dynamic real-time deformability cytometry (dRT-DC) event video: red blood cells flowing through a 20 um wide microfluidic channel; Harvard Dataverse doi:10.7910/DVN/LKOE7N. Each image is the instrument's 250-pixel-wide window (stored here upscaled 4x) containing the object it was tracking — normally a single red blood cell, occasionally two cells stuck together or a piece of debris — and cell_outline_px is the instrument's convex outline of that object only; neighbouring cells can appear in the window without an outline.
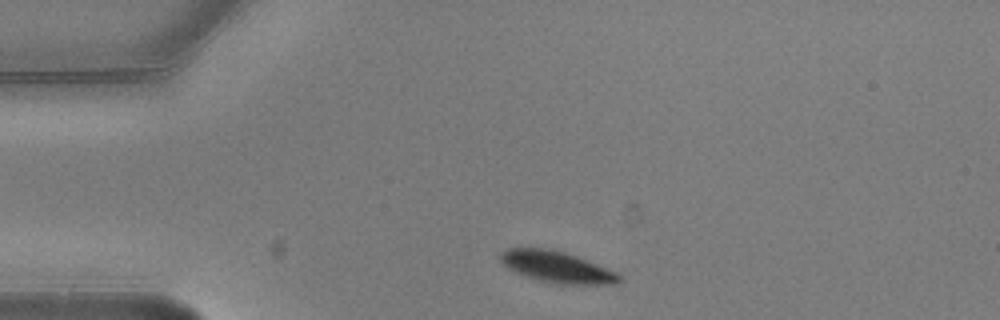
{"species": "common noctule bat (a hibernating species)", "species_latin": "Nyctalus noctula", "temperature_condition": "warm", "stored_images_in_passage": 3, "segment_of_instrument_passage": [1, 2], "camera_frame_rate_fps": 3000, "um_per_image_px": 0.085, "animal": {"sex": "male", "body_mass_g": 20.5, "forearm_length_mm": 52.5}, "frame": {"image": 1, "passage_image": 1, "time_ms": 0.0, "image_size_px": [1000, 320], "cell_outline_px": [[624, 280], [616, 284], [556, 284], [524, 276], [512, 272], [500, 260], [500, 252], [508, 248], [548, 248], [564, 252], [576, 256], [616, 272]], "centroid_in_image_um": [47.31, 22.7], "position_along_channel_um": 37.7, "area_um2": 21.68}}